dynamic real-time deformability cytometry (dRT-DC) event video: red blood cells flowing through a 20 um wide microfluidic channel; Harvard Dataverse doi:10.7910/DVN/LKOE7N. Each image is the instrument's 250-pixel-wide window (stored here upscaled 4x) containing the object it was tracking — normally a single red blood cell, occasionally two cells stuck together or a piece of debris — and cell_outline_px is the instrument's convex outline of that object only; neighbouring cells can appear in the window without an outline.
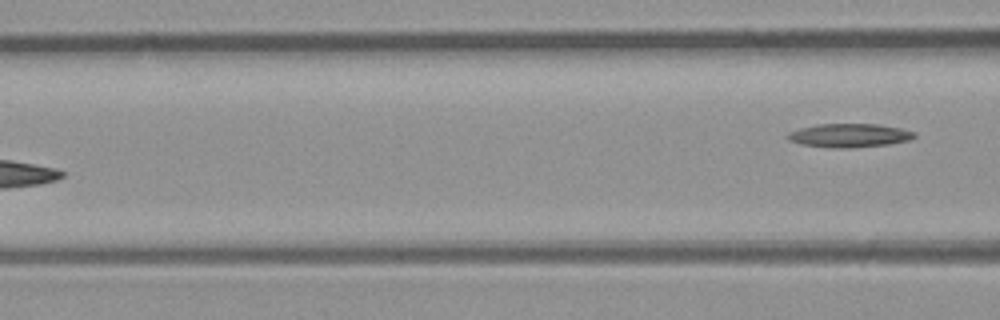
{"species": "common noctule bat (a hibernating species)", "species_latin": "Nyctalus noctula", "temperature_condition": "room temperature", "stored_images_in_passage": 5, "segment_of_instrument_passage": [2, 2], "camera_frame_rate_fps": 3000, "um_per_image_px": 0.085, "animal": {"sex": "male", "body_mass_g": 23.1, "forearm_length_mm": 52.7}, "frame": {"image": 1, "passage_image": 5, "time_ms": 4.667, "image_size_px": [1000, 320], "cell_outline_px": [[916, 136], [908, 140], [888, 144], [848, 148], [832, 148], [804, 144], [788, 140], [784, 136], [788, 132], [800, 128], [816, 124], [876, 124], [900, 128], [916, 132]], "centroid_in_image_um": [72.16, 11.5], "position_along_channel_um": 94.4, "area_um2": 17.4}}